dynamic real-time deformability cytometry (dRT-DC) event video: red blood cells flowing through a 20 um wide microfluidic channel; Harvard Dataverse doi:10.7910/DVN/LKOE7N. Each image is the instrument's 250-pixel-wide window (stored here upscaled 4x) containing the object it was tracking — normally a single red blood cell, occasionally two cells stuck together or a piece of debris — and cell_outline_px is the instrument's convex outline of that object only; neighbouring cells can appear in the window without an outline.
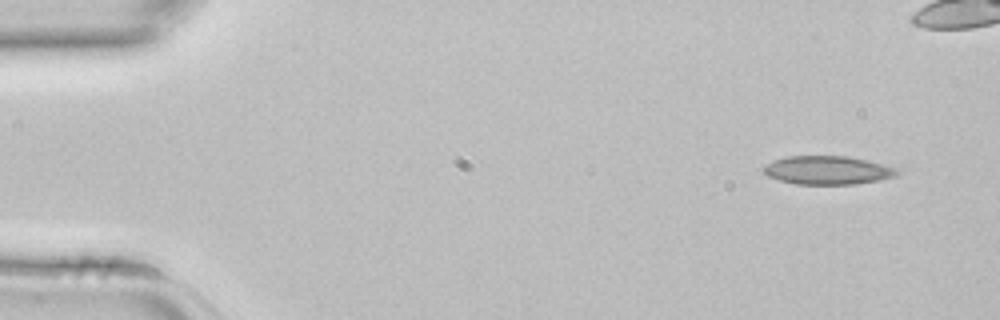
{"species": "common noctule bat (a hibernating species)", "species_latin": "Nyctalus noctula", "temperature_condition": "room temperature", "stored_images_in_passage": 4, "camera_frame_rate_fps": 3000, "um_per_image_px": 0.085, "animal": {"sex": "female", "body_mass_g": 22.7, "forearm_length_mm": 54.2}, "frame": {"image": 1, "passage_image": 1, "time_ms": 0.0, "image_size_px": [1000, 320], "cell_outline_px": [[900, 172], [896, 176], [876, 180], [852, 184], [796, 184], [780, 180], [768, 176], [760, 168], [764, 164], [788, 156], [848, 156], [868, 160], [892, 168]], "centroid_in_image_um": [70.27, 14.46], "position_along_channel_um": 14.7, "area_um2": 21.91}}